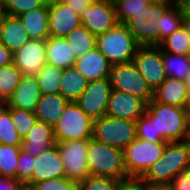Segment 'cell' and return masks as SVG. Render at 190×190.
<instances>
[{
    "label": "cell",
    "mask_w": 190,
    "mask_h": 190,
    "mask_svg": "<svg viewBox=\"0 0 190 190\" xmlns=\"http://www.w3.org/2000/svg\"><path fill=\"white\" fill-rule=\"evenodd\" d=\"M189 166V140L166 142L161 158L148 168L141 178L149 186L169 185L182 169Z\"/></svg>",
    "instance_id": "6da1fadb"
},
{
    "label": "cell",
    "mask_w": 190,
    "mask_h": 190,
    "mask_svg": "<svg viewBox=\"0 0 190 190\" xmlns=\"http://www.w3.org/2000/svg\"><path fill=\"white\" fill-rule=\"evenodd\" d=\"M145 111L155 119L156 135H161L166 142L188 139L190 121L186 107L167 105L151 99Z\"/></svg>",
    "instance_id": "7a4b0ae2"
},
{
    "label": "cell",
    "mask_w": 190,
    "mask_h": 190,
    "mask_svg": "<svg viewBox=\"0 0 190 190\" xmlns=\"http://www.w3.org/2000/svg\"><path fill=\"white\" fill-rule=\"evenodd\" d=\"M140 45L124 23L97 36V48L111 64L133 61Z\"/></svg>",
    "instance_id": "3957f363"
},
{
    "label": "cell",
    "mask_w": 190,
    "mask_h": 190,
    "mask_svg": "<svg viewBox=\"0 0 190 190\" xmlns=\"http://www.w3.org/2000/svg\"><path fill=\"white\" fill-rule=\"evenodd\" d=\"M87 163L90 175L109 176L115 179L128 177L124 167L123 150L91 138Z\"/></svg>",
    "instance_id": "277c9868"
},
{
    "label": "cell",
    "mask_w": 190,
    "mask_h": 190,
    "mask_svg": "<svg viewBox=\"0 0 190 190\" xmlns=\"http://www.w3.org/2000/svg\"><path fill=\"white\" fill-rule=\"evenodd\" d=\"M175 3H153L129 18L124 24L140 46H159L158 17Z\"/></svg>",
    "instance_id": "5b68a950"
},
{
    "label": "cell",
    "mask_w": 190,
    "mask_h": 190,
    "mask_svg": "<svg viewBox=\"0 0 190 190\" xmlns=\"http://www.w3.org/2000/svg\"><path fill=\"white\" fill-rule=\"evenodd\" d=\"M53 129L56 142L91 139L93 120L79 107L77 102L69 101Z\"/></svg>",
    "instance_id": "8992f818"
},
{
    "label": "cell",
    "mask_w": 190,
    "mask_h": 190,
    "mask_svg": "<svg viewBox=\"0 0 190 190\" xmlns=\"http://www.w3.org/2000/svg\"><path fill=\"white\" fill-rule=\"evenodd\" d=\"M166 142L136 138L123 149L124 167L128 176L142 177L164 151Z\"/></svg>",
    "instance_id": "52a82bcc"
},
{
    "label": "cell",
    "mask_w": 190,
    "mask_h": 190,
    "mask_svg": "<svg viewBox=\"0 0 190 190\" xmlns=\"http://www.w3.org/2000/svg\"><path fill=\"white\" fill-rule=\"evenodd\" d=\"M92 138L123 150L137 138L136 121L103 116L93 121Z\"/></svg>",
    "instance_id": "ba28073f"
},
{
    "label": "cell",
    "mask_w": 190,
    "mask_h": 190,
    "mask_svg": "<svg viewBox=\"0 0 190 190\" xmlns=\"http://www.w3.org/2000/svg\"><path fill=\"white\" fill-rule=\"evenodd\" d=\"M109 81L112 89L137 96L146 104L153 99V91L133 61L112 64Z\"/></svg>",
    "instance_id": "9c48e42d"
},
{
    "label": "cell",
    "mask_w": 190,
    "mask_h": 190,
    "mask_svg": "<svg viewBox=\"0 0 190 190\" xmlns=\"http://www.w3.org/2000/svg\"><path fill=\"white\" fill-rule=\"evenodd\" d=\"M89 140L56 142L67 179L80 182L90 175L87 163Z\"/></svg>",
    "instance_id": "30bf717a"
},
{
    "label": "cell",
    "mask_w": 190,
    "mask_h": 190,
    "mask_svg": "<svg viewBox=\"0 0 190 190\" xmlns=\"http://www.w3.org/2000/svg\"><path fill=\"white\" fill-rule=\"evenodd\" d=\"M133 62L152 91L156 90L167 77L160 46H140L133 57Z\"/></svg>",
    "instance_id": "8fae6325"
},
{
    "label": "cell",
    "mask_w": 190,
    "mask_h": 190,
    "mask_svg": "<svg viewBox=\"0 0 190 190\" xmlns=\"http://www.w3.org/2000/svg\"><path fill=\"white\" fill-rule=\"evenodd\" d=\"M112 90L109 78L89 81L76 101L79 107L94 121L106 116V107Z\"/></svg>",
    "instance_id": "7c38bea8"
},
{
    "label": "cell",
    "mask_w": 190,
    "mask_h": 190,
    "mask_svg": "<svg viewBox=\"0 0 190 190\" xmlns=\"http://www.w3.org/2000/svg\"><path fill=\"white\" fill-rule=\"evenodd\" d=\"M82 25L93 35L104 34L119 22L114 5L104 0H94L80 15Z\"/></svg>",
    "instance_id": "4fadbf2b"
},
{
    "label": "cell",
    "mask_w": 190,
    "mask_h": 190,
    "mask_svg": "<svg viewBox=\"0 0 190 190\" xmlns=\"http://www.w3.org/2000/svg\"><path fill=\"white\" fill-rule=\"evenodd\" d=\"M146 110V103L139 97L112 89L106 107V116L136 121Z\"/></svg>",
    "instance_id": "5bb4252c"
},
{
    "label": "cell",
    "mask_w": 190,
    "mask_h": 190,
    "mask_svg": "<svg viewBox=\"0 0 190 190\" xmlns=\"http://www.w3.org/2000/svg\"><path fill=\"white\" fill-rule=\"evenodd\" d=\"M49 36L65 37L82 24L80 16L60 0H48Z\"/></svg>",
    "instance_id": "9a60e30c"
},
{
    "label": "cell",
    "mask_w": 190,
    "mask_h": 190,
    "mask_svg": "<svg viewBox=\"0 0 190 190\" xmlns=\"http://www.w3.org/2000/svg\"><path fill=\"white\" fill-rule=\"evenodd\" d=\"M13 63L23 75L35 76L47 63L45 40L30 39L13 54Z\"/></svg>",
    "instance_id": "2e32d148"
},
{
    "label": "cell",
    "mask_w": 190,
    "mask_h": 190,
    "mask_svg": "<svg viewBox=\"0 0 190 190\" xmlns=\"http://www.w3.org/2000/svg\"><path fill=\"white\" fill-rule=\"evenodd\" d=\"M61 177H66V173L60 152L55 144L36 156L32 184Z\"/></svg>",
    "instance_id": "e0dca14e"
},
{
    "label": "cell",
    "mask_w": 190,
    "mask_h": 190,
    "mask_svg": "<svg viewBox=\"0 0 190 190\" xmlns=\"http://www.w3.org/2000/svg\"><path fill=\"white\" fill-rule=\"evenodd\" d=\"M40 97L41 90L35 76L23 75L18 87L7 100L5 107L34 112Z\"/></svg>",
    "instance_id": "ac0fdd59"
},
{
    "label": "cell",
    "mask_w": 190,
    "mask_h": 190,
    "mask_svg": "<svg viewBox=\"0 0 190 190\" xmlns=\"http://www.w3.org/2000/svg\"><path fill=\"white\" fill-rule=\"evenodd\" d=\"M55 144L53 126L37 120L27 135L22 139L21 149L27 154L36 157Z\"/></svg>",
    "instance_id": "d6986e66"
},
{
    "label": "cell",
    "mask_w": 190,
    "mask_h": 190,
    "mask_svg": "<svg viewBox=\"0 0 190 190\" xmlns=\"http://www.w3.org/2000/svg\"><path fill=\"white\" fill-rule=\"evenodd\" d=\"M111 65L97 47L75 61V67L88 81L109 78Z\"/></svg>",
    "instance_id": "ffe728a7"
},
{
    "label": "cell",
    "mask_w": 190,
    "mask_h": 190,
    "mask_svg": "<svg viewBox=\"0 0 190 190\" xmlns=\"http://www.w3.org/2000/svg\"><path fill=\"white\" fill-rule=\"evenodd\" d=\"M189 98V90L184 80L170 76L153 91L154 101L177 107H186Z\"/></svg>",
    "instance_id": "44dd1931"
},
{
    "label": "cell",
    "mask_w": 190,
    "mask_h": 190,
    "mask_svg": "<svg viewBox=\"0 0 190 190\" xmlns=\"http://www.w3.org/2000/svg\"><path fill=\"white\" fill-rule=\"evenodd\" d=\"M29 40L20 18L4 14L0 22V42L14 54Z\"/></svg>",
    "instance_id": "7402d4cb"
},
{
    "label": "cell",
    "mask_w": 190,
    "mask_h": 190,
    "mask_svg": "<svg viewBox=\"0 0 190 190\" xmlns=\"http://www.w3.org/2000/svg\"><path fill=\"white\" fill-rule=\"evenodd\" d=\"M68 102L61 94H41L34 111L37 120L54 126Z\"/></svg>",
    "instance_id": "603a6c76"
},
{
    "label": "cell",
    "mask_w": 190,
    "mask_h": 190,
    "mask_svg": "<svg viewBox=\"0 0 190 190\" xmlns=\"http://www.w3.org/2000/svg\"><path fill=\"white\" fill-rule=\"evenodd\" d=\"M18 17L22 21L30 39L46 40L49 37L48 5L25 12Z\"/></svg>",
    "instance_id": "cb8c5ba5"
},
{
    "label": "cell",
    "mask_w": 190,
    "mask_h": 190,
    "mask_svg": "<svg viewBox=\"0 0 190 190\" xmlns=\"http://www.w3.org/2000/svg\"><path fill=\"white\" fill-rule=\"evenodd\" d=\"M46 61L63 70L75 65V57L64 37L49 36L45 40Z\"/></svg>",
    "instance_id": "d4e9b609"
},
{
    "label": "cell",
    "mask_w": 190,
    "mask_h": 190,
    "mask_svg": "<svg viewBox=\"0 0 190 190\" xmlns=\"http://www.w3.org/2000/svg\"><path fill=\"white\" fill-rule=\"evenodd\" d=\"M88 80L74 66L63 70L60 94L68 101L76 102L88 85Z\"/></svg>",
    "instance_id": "484cf974"
},
{
    "label": "cell",
    "mask_w": 190,
    "mask_h": 190,
    "mask_svg": "<svg viewBox=\"0 0 190 190\" xmlns=\"http://www.w3.org/2000/svg\"><path fill=\"white\" fill-rule=\"evenodd\" d=\"M64 38L67 41L75 59L82 57L85 53L97 47V36L93 35L82 24L76 29H73Z\"/></svg>",
    "instance_id": "4316f807"
},
{
    "label": "cell",
    "mask_w": 190,
    "mask_h": 190,
    "mask_svg": "<svg viewBox=\"0 0 190 190\" xmlns=\"http://www.w3.org/2000/svg\"><path fill=\"white\" fill-rule=\"evenodd\" d=\"M157 28H159V45L160 43L174 31L178 30L183 23V15L178 3L172 4L163 14L158 17Z\"/></svg>",
    "instance_id": "83f0119b"
},
{
    "label": "cell",
    "mask_w": 190,
    "mask_h": 190,
    "mask_svg": "<svg viewBox=\"0 0 190 190\" xmlns=\"http://www.w3.org/2000/svg\"><path fill=\"white\" fill-rule=\"evenodd\" d=\"M63 69L46 63L35 75L41 94H60Z\"/></svg>",
    "instance_id": "f1b7e54d"
},
{
    "label": "cell",
    "mask_w": 190,
    "mask_h": 190,
    "mask_svg": "<svg viewBox=\"0 0 190 190\" xmlns=\"http://www.w3.org/2000/svg\"><path fill=\"white\" fill-rule=\"evenodd\" d=\"M166 75L184 80L190 71V55H176L162 49Z\"/></svg>",
    "instance_id": "f546056e"
},
{
    "label": "cell",
    "mask_w": 190,
    "mask_h": 190,
    "mask_svg": "<svg viewBox=\"0 0 190 190\" xmlns=\"http://www.w3.org/2000/svg\"><path fill=\"white\" fill-rule=\"evenodd\" d=\"M22 76L14 63L0 67V94L6 102L18 87Z\"/></svg>",
    "instance_id": "4dcf8cb0"
},
{
    "label": "cell",
    "mask_w": 190,
    "mask_h": 190,
    "mask_svg": "<svg viewBox=\"0 0 190 190\" xmlns=\"http://www.w3.org/2000/svg\"><path fill=\"white\" fill-rule=\"evenodd\" d=\"M21 146L0 144V176L17 179V163Z\"/></svg>",
    "instance_id": "1f68e13d"
},
{
    "label": "cell",
    "mask_w": 190,
    "mask_h": 190,
    "mask_svg": "<svg viewBox=\"0 0 190 190\" xmlns=\"http://www.w3.org/2000/svg\"><path fill=\"white\" fill-rule=\"evenodd\" d=\"M159 46L172 54L190 55V41L183 26L166 37Z\"/></svg>",
    "instance_id": "d6a6232c"
},
{
    "label": "cell",
    "mask_w": 190,
    "mask_h": 190,
    "mask_svg": "<svg viewBox=\"0 0 190 190\" xmlns=\"http://www.w3.org/2000/svg\"><path fill=\"white\" fill-rule=\"evenodd\" d=\"M0 144L22 145V138L14 126L10 111L5 106L0 109Z\"/></svg>",
    "instance_id": "836d02e7"
},
{
    "label": "cell",
    "mask_w": 190,
    "mask_h": 190,
    "mask_svg": "<svg viewBox=\"0 0 190 190\" xmlns=\"http://www.w3.org/2000/svg\"><path fill=\"white\" fill-rule=\"evenodd\" d=\"M47 5L48 0H1V9L4 14L14 17Z\"/></svg>",
    "instance_id": "e575fe53"
},
{
    "label": "cell",
    "mask_w": 190,
    "mask_h": 190,
    "mask_svg": "<svg viewBox=\"0 0 190 190\" xmlns=\"http://www.w3.org/2000/svg\"><path fill=\"white\" fill-rule=\"evenodd\" d=\"M149 0H118L114 5L116 17L119 23H125L136 13L149 5Z\"/></svg>",
    "instance_id": "d590c367"
},
{
    "label": "cell",
    "mask_w": 190,
    "mask_h": 190,
    "mask_svg": "<svg viewBox=\"0 0 190 190\" xmlns=\"http://www.w3.org/2000/svg\"><path fill=\"white\" fill-rule=\"evenodd\" d=\"M7 109L11 113L12 121L19 136L23 139L37 121L35 113L32 111L21 110L16 108Z\"/></svg>",
    "instance_id": "8d00e7d4"
},
{
    "label": "cell",
    "mask_w": 190,
    "mask_h": 190,
    "mask_svg": "<svg viewBox=\"0 0 190 190\" xmlns=\"http://www.w3.org/2000/svg\"><path fill=\"white\" fill-rule=\"evenodd\" d=\"M136 132L139 139L152 142H166L161 135H156L155 119L146 111L136 120Z\"/></svg>",
    "instance_id": "74e56055"
},
{
    "label": "cell",
    "mask_w": 190,
    "mask_h": 190,
    "mask_svg": "<svg viewBox=\"0 0 190 190\" xmlns=\"http://www.w3.org/2000/svg\"><path fill=\"white\" fill-rule=\"evenodd\" d=\"M80 190H117L118 179L89 175L79 182Z\"/></svg>",
    "instance_id": "f35d334b"
},
{
    "label": "cell",
    "mask_w": 190,
    "mask_h": 190,
    "mask_svg": "<svg viewBox=\"0 0 190 190\" xmlns=\"http://www.w3.org/2000/svg\"><path fill=\"white\" fill-rule=\"evenodd\" d=\"M34 190H80L79 181L66 177L53 178L32 184Z\"/></svg>",
    "instance_id": "ab89813d"
},
{
    "label": "cell",
    "mask_w": 190,
    "mask_h": 190,
    "mask_svg": "<svg viewBox=\"0 0 190 190\" xmlns=\"http://www.w3.org/2000/svg\"><path fill=\"white\" fill-rule=\"evenodd\" d=\"M36 157L27 154L21 150L17 163V179L22 183L32 185V173L35 165Z\"/></svg>",
    "instance_id": "60d3db41"
},
{
    "label": "cell",
    "mask_w": 190,
    "mask_h": 190,
    "mask_svg": "<svg viewBox=\"0 0 190 190\" xmlns=\"http://www.w3.org/2000/svg\"><path fill=\"white\" fill-rule=\"evenodd\" d=\"M117 190H149V185L141 177L128 176L118 179Z\"/></svg>",
    "instance_id": "b9f144b4"
},
{
    "label": "cell",
    "mask_w": 190,
    "mask_h": 190,
    "mask_svg": "<svg viewBox=\"0 0 190 190\" xmlns=\"http://www.w3.org/2000/svg\"><path fill=\"white\" fill-rule=\"evenodd\" d=\"M169 185L173 190H190V166L182 169Z\"/></svg>",
    "instance_id": "7bdbcfd3"
},
{
    "label": "cell",
    "mask_w": 190,
    "mask_h": 190,
    "mask_svg": "<svg viewBox=\"0 0 190 190\" xmlns=\"http://www.w3.org/2000/svg\"><path fill=\"white\" fill-rule=\"evenodd\" d=\"M68 7H71L79 16L94 0H60Z\"/></svg>",
    "instance_id": "ee69618b"
},
{
    "label": "cell",
    "mask_w": 190,
    "mask_h": 190,
    "mask_svg": "<svg viewBox=\"0 0 190 190\" xmlns=\"http://www.w3.org/2000/svg\"><path fill=\"white\" fill-rule=\"evenodd\" d=\"M22 184L18 179L0 176V190H19Z\"/></svg>",
    "instance_id": "f6af8a7d"
},
{
    "label": "cell",
    "mask_w": 190,
    "mask_h": 190,
    "mask_svg": "<svg viewBox=\"0 0 190 190\" xmlns=\"http://www.w3.org/2000/svg\"><path fill=\"white\" fill-rule=\"evenodd\" d=\"M13 63V53L0 42V67Z\"/></svg>",
    "instance_id": "bcb514c9"
},
{
    "label": "cell",
    "mask_w": 190,
    "mask_h": 190,
    "mask_svg": "<svg viewBox=\"0 0 190 190\" xmlns=\"http://www.w3.org/2000/svg\"><path fill=\"white\" fill-rule=\"evenodd\" d=\"M177 3L181 8L183 21H190V0H178Z\"/></svg>",
    "instance_id": "7dc6e473"
},
{
    "label": "cell",
    "mask_w": 190,
    "mask_h": 190,
    "mask_svg": "<svg viewBox=\"0 0 190 190\" xmlns=\"http://www.w3.org/2000/svg\"><path fill=\"white\" fill-rule=\"evenodd\" d=\"M149 190H173L170 185H152Z\"/></svg>",
    "instance_id": "c3c4849f"
},
{
    "label": "cell",
    "mask_w": 190,
    "mask_h": 190,
    "mask_svg": "<svg viewBox=\"0 0 190 190\" xmlns=\"http://www.w3.org/2000/svg\"><path fill=\"white\" fill-rule=\"evenodd\" d=\"M182 26L185 28L187 36L190 41V21H183Z\"/></svg>",
    "instance_id": "681fc988"
},
{
    "label": "cell",
    "mask_w": 190,
    "mask_h": 190,
    "mask_svg": "<svg viewBox=\"0 0 190 190\" xmlns=\"http://www.w3.org/2000/svg\"><path fill=\"white\" fill-rule=\"evenodd\" d=\"M153 3H177L178 0H149Z\"/></svg>",
    "instance_id": "f907efd6"
},
{
    "label": "cell",
    "mask_w": 190,
    "mask_h": 190,
    "mask_svg": "<svg viewBox=\"0 0 190 190\" xmlns=\"http://www.w3.org/2000/svg\"><path fill=\"white\" fill-rule=\"evenodd\" d=\"M19 190H34V189H33L32 185L23 183V184L21 185V187L19 188Z\"/></svg>",
    "instance_id": "816d5d0a"
},
{
    "label": "cell",
    "mask_w": 190,
    "mask_h": 190,
    "mask_svg": "<svg viewBox=\"0 0 190 190\" xmlns=\"http://www.w3.org/2000/svg\"><path fill=\"white\" fill-rule=\"evenodd\" d=\"M184 82L187 84L188 90H189V95H190V71L187 74V77L184 79Z\"/></svg>",
    "instance_id": "f5cc1de1"
},
{
    "label": "cell",
    "mask_w": 190,
    "mask_h": 190,
    "mask_svg": "<svg viewBox=\"0 0 190 190\" xmlns=\"http://www.w3.org/2000/svg\"><path fill=\"white\" fill-rule=\"evenodd\" d=\"M186 112H187V115H188V119L190 121V98L187 102V105H186Z\"/></svg>",
    "instance_id": "db71d44e"
},
{
    "label": "cell",
    "mask_w": 190,
    "mask_h": 190,
    "mask_svg": "<svg viewBox=\"0 0 190 190\" xmlns=\"http://www.w3.org/2000/svg\"><path fill=\"white\" fill-rule=\"evenodd\" d=\"M3 15H4V11L0 8V22H1Z\"/></svg>",
    "instance_id": "11a10c76"
},
{
    "label": "cell",
    "mask_w": 190,
    "mask_h": 190,
    "mask_svg": "<svg viewBox=\"0 0 190 190\" xmlns=\"http://www.w3.org/2000/svg\"><path fill=\"white\" fill-rule=\"evenodd\" d=\"M0 104H6V101L1 97V94H0Z\"/></svg>",
    "instance_id": "9f6ffc18"
},
{
    "label": "cell",
    "mask_w": 190,
    "mask_h": 190,
    "mask_svg": "<svg viewBox=\"0 0 190 190\" xmlns=\"http://www.w3.org/2000/svg\"><path fill=\"white\" fill-rule=\"evenodd\" d=\"M104 1H107V2H109V3H112V4H114L116 1H118V0H104Z\"/></svg>",
    "instance_id": "6f0895ef"
},
{
    "label": "cell",
    "mask_w": 190,
    "mask_h": 190,
    "mask_svg": "<svg viewBox=\"0 0 190 190\" xmlns=\"http://www.w3.org/2000/svg\"><path fill=\"white\" fill-rule=\"evenodd\" d=\"M188 140H189V142H190V127H189V137H188Z\"/></svg>",
    "instance_id": "680465c9"
},
{
    "label": "cell",
    "mask_w": 190,
    "mask_h": 190,
    "mask_svg": "<svg viewBox=\"0 0 190 190\" xmlns=\"http://www.w3.org/2000/svg\"><path fill=\"white\" fill-rule=\"evenodd\" d=\"M3 106H5V104H0V109H1Z\"/></svg>",
    "instance_id": "91938a15"
}]
</instances>
